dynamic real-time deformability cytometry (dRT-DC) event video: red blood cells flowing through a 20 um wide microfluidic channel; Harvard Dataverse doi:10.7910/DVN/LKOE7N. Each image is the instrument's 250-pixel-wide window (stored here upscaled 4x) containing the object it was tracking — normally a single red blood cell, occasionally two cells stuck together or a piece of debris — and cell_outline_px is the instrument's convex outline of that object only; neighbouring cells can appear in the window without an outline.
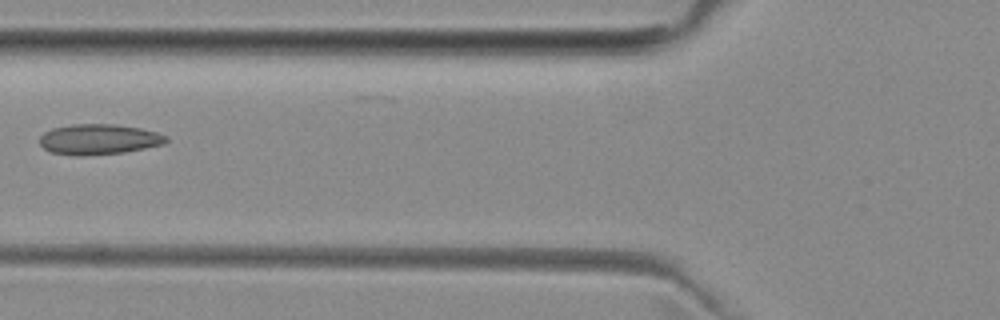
{"species": "common noctule bat (a hibernating species)", "species_latin": "Nyctalus noctula", "temperature_condition": "room temperature", "stored_images_in_passage": 5, "camera_frame_rate_fps": 3000, "um_per_image_px": 0.085, "animal": {"sex": "female", "body_mass_g": 29.2, "forearm_length_mm": 56.3}, "frame": {"image": 1, "passage_image": 5, "time_ms": 5.667, "image_size_px": [1000, 320], "cell_outline_px": [[168, 140], [164, 144], [124, 152], [80, 156], [76, 156], [52, 152], [44, 148], [40, 144], [40, 136], [44, 132], [52, 128], [72, 124], [116, 124], [140, 128], [156, 132], [168, 136]], "centroid_in_image_um": [8.4, 11.83], "position_along_channel_um": 117.4, "area_um2": 22.43}}